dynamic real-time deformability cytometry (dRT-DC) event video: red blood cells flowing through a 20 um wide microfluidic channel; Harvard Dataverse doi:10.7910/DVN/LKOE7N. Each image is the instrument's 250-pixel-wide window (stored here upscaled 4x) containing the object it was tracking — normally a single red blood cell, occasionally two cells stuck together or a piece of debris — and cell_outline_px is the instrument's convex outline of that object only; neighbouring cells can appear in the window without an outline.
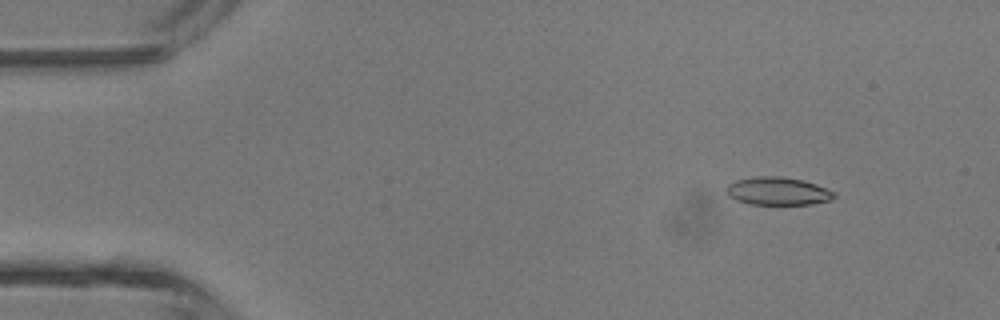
{"species": "common noctule bat (a hibernating species)", "species_latin": "Nyctalus noctula", "temperature_condition": "room temperature", "stored_images_in_passage": 3, "camera_frame_rate_fps": 3000, "um_per_image_px": 0.085, "animal": {"sex": "male", "body_mass_g": 13.3}, "frame": {"image": 1, "passage_image": 1, "time_ms": 0.0, "image_size_px": [1000, 320], "cell_outline_px": [[836, 196], [832, 200], [812, 204], [776, 208], [748, 204], [736, 200], [728, 196], [728, 184], [736, 180], [756, 176], [780, 176], [804, 180], [816, 184], [836, 192]], "centroid_in_image_um": [66.15, 16.3], "position_along_channel_um": 18.8, "area_um2": 18.55}}